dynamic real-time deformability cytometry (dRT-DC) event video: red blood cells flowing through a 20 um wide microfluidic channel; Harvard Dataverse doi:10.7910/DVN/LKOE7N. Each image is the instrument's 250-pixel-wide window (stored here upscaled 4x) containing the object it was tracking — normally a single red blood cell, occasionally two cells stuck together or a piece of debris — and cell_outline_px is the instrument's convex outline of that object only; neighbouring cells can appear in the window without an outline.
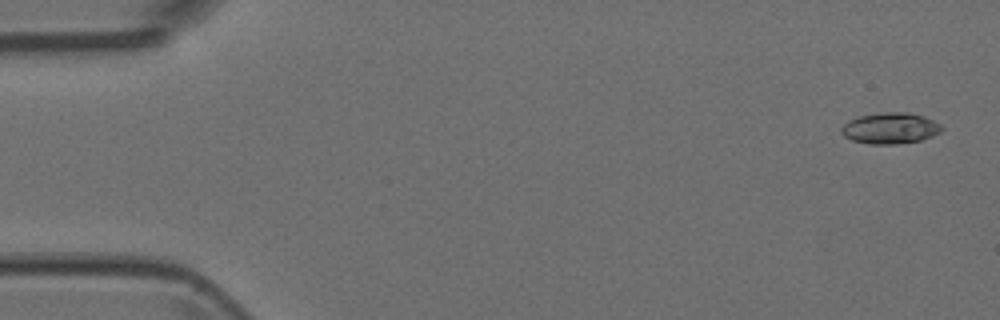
{"species": "Egyptian fruit bat (a non-hibernating species)", "species_latin": "Rousettus aegyptiacus", "temperature_condition": "room temperature", "stored_images_in_passage": 6, "camera_frame_rate_fps": 3000, "um_per_image_px": 0.085, "animal": {"sex": "female"}, "frame": {"image": 1, "passage_image": 1, "time_ms": 0.0, "image_size_px": [1000, 320], "cell_outline_px": [[944, 128], [940, 132], [932, 136], [920, 140], [896, 144], [868, 144], [852, 140], [844, 136], [840, 132], [840, 128], [848, 120], [860, 116], [888, 112], [908, 112], [924, 116], [940, 124]], "centroid_in_image_um": [75.66, 10.9], "position_along_channel_um": 9.3, "area_um2": 18.15}}
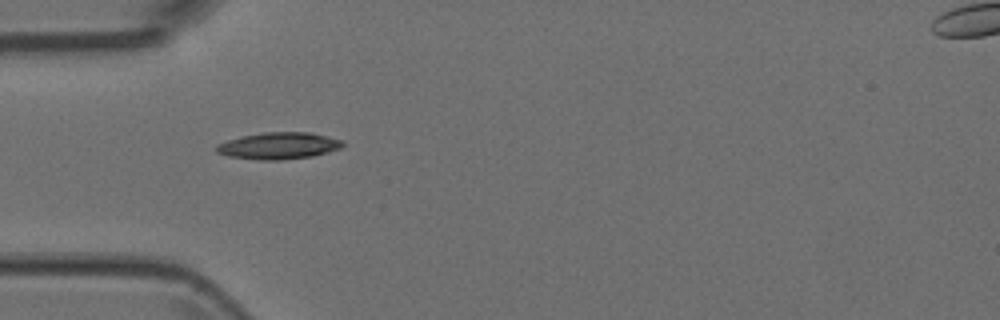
{"frame": {"image": 2, "passage_image": 5, "time_ms": 1.333, "image_size_px": [1000, 320], "cell_outline_px": [[344, 144], [340, 148], [328, 152], [312, 156], [276, 160], [260, 160], [228, 156], [216, 152], [216, 144], [240, 136], [264, 132], [312, 132], [344, 140]], "centroid_in_image_um": [23.69, 12.38], "position_along_channel_um": 61.3, "area_um2": 19.77}}
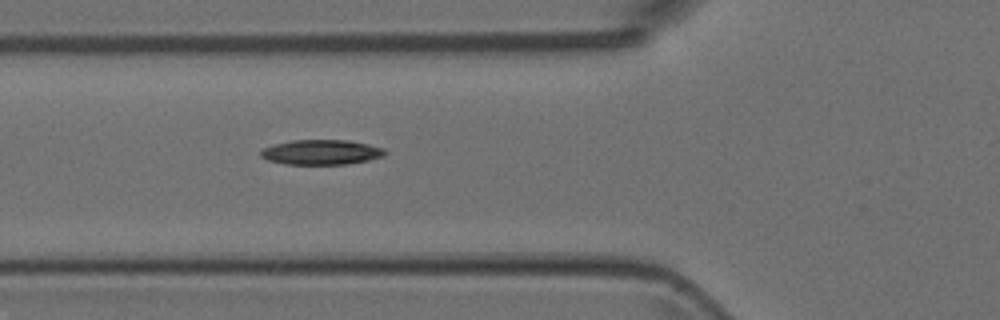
{"frame": {"image": 3, "passage_image": 6, "time_ms": 1.667, "image_size_px": [1000, 320], "cell_outline_px": [[388, 152], [384, 156], [368, 160], [348, 164], [284, 164], [268, 160], [260, 156], [260, 152], [264, 148], [272, 144], [292, 140], [348, 140], [368, 144], [384, 148]], "centroid_in_image_um": [27.32, 12.93], "position_along_channel_um": 98.5, "area_um2": 18.15}}